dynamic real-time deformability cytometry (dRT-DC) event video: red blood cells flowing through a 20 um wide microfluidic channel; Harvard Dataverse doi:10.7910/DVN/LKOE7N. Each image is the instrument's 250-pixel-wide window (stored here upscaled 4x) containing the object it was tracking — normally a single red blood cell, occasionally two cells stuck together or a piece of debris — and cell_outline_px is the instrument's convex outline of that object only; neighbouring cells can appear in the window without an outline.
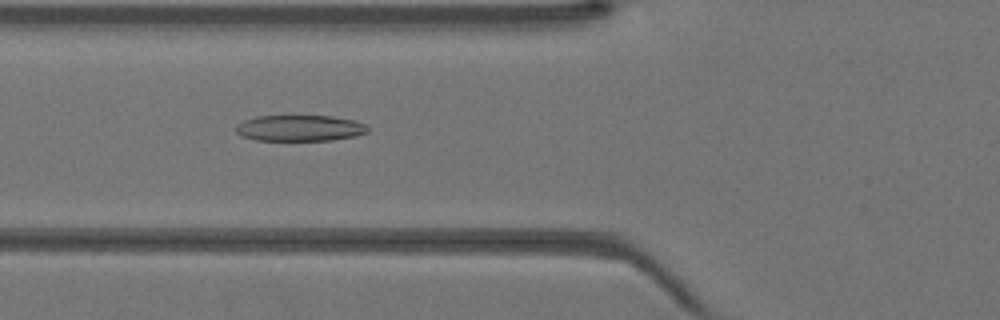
{"species": "Egyptian fruit bat (a non-hibernating species)", "species_latin": "Rousettus aegyptiacus", "temperature_condition": "warm", "stored_images_in_passage": 43, "camera_frame_rate_fps": 3000, "um_per_image_px": 0.085, "animal": {"sex": "female"}, "frame": {"image": 1, "passage_image": 16, "time_ms": 5.0, "image_size_px": [1000, 320], "cell_outline_px": [[368, 132], [356, 136], [332, 140], [256, 140], [240, 136], [236, 132], [236, 124], [244, 120], [256, 116], [332, 116], [352, 120], [364, 124], [368, 128]], "centroid_in_image_um": [25.45, 10.89], "position_along_channel_um": 100.4, "area_um2": 20.0}}
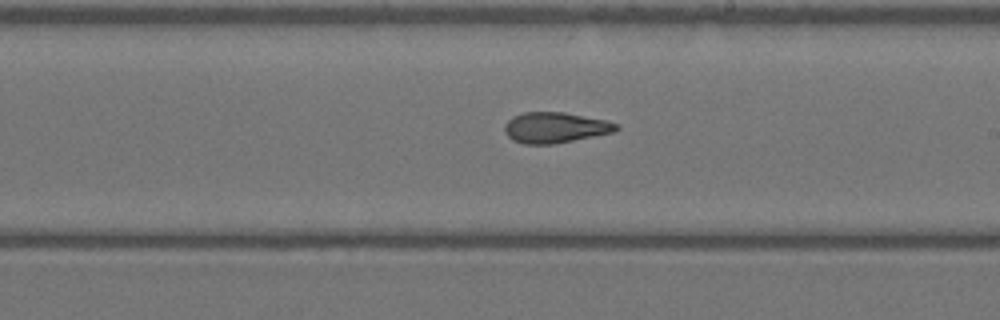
{"frame": {"image": 2, "passage_image": 25, "time_ms": 8.0, "image_size_px": [1000, 320], "cell_outline_px": [[620, 128], [616, 132], [552, 144], [524, 144], [512, 140], [504, 132], [504, 124], [508, 120], [524, 112], [564, 112], [604, 120], [620, 124]], "centroid_in_image_um": [47.2, 10.85], "position_along_channel_um": 241.8, "area_um2": 19.94}}
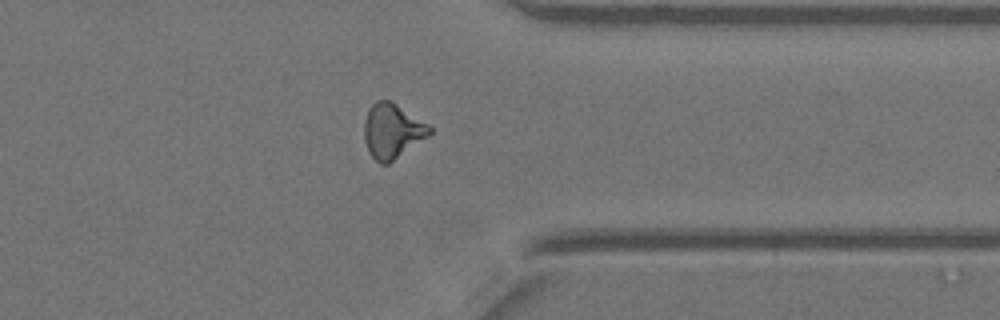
{"frame": {"image": 3, "passage_image": 34, "time_ms": 11.0, "image_size_px": [1000, 320], "cell_outline_px": [[432, 132], [428, 136], [388, 164], [380, 164], [368, 152], [364, 140], [364, 124], [368, 112], [372, 104], [376, 100], [392, 100], [428, 124], [432, 128]], "centroid_in_image_um": [33.34, 11.12], "position_along_channel_um": 378.1, "area_um2": 20.81}}